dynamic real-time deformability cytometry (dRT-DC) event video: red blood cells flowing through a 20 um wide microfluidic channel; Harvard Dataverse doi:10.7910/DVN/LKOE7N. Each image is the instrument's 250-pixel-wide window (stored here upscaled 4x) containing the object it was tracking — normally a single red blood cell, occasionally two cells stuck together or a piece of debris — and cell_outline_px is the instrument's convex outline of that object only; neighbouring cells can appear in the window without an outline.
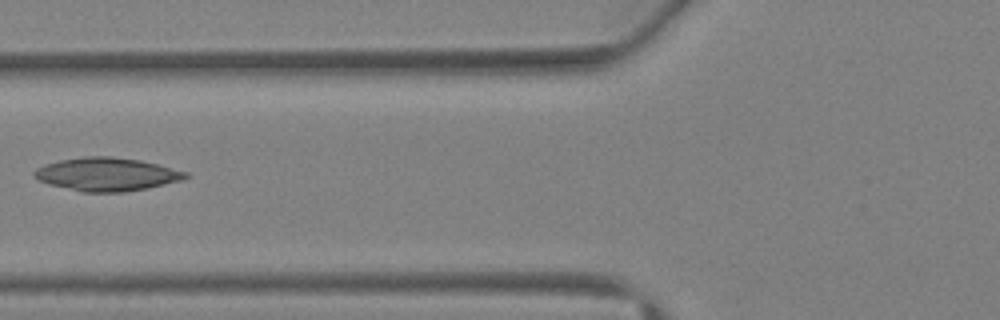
{"species": "Egyptian fruit bat (a non-hibernating species)", "species_latin": "Rousettus aegyptiacus", "temperature_condition": "warm", "stored_images_in_passage": 3, "camera_frame_rate_fps": 3000, "um_per_image_px": 0.085, "animal": {"sex": "female"}, "frame": {"image": 1, "passage_image": 3, "time_ms": 2.333, "image_size_px": [1000, 320], "cell_outline_px": [[188, 176], [184, 180], [124, 192], [80, 192], [48, 184], [40, 180], [32, 172], [36, 168], [44, 164], [60, 160], [84, 156], [112, 156], [140, 160], [188, 172]], "centroid_in_image_um": [9.05, 14.81], "position_along_channel_um": 116.7, "area_um2": 29.25}}